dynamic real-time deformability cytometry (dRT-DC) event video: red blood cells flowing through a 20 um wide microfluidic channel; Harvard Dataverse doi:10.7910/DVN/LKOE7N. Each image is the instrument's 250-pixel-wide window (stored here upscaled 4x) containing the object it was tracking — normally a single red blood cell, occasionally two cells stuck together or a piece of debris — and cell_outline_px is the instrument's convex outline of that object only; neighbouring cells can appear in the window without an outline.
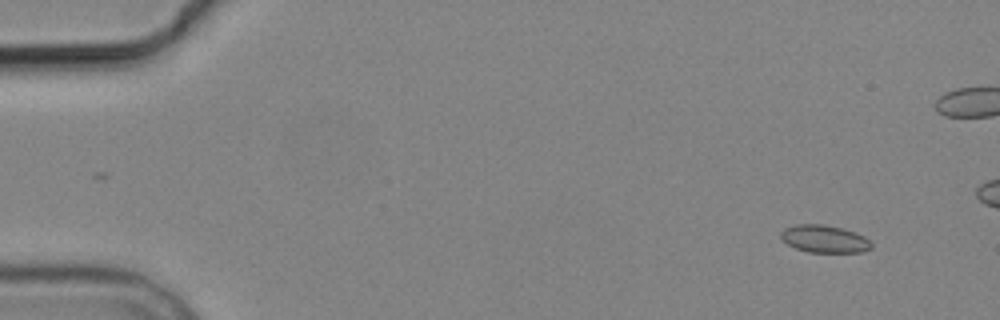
{"species": "common noctule bat (a hibernating species)", "species_latin": "Nyctalus noctula", "temperature_condition": "cold", "stored_images_in_passage": 4, "camera_frame_rate_fps": 3000, "um_per_image_px": 0.085, "animal": {"sex": "male", "body_mass_g": 19.2, "forearm_length_mm": 51.8}, "frame": {"image": 1, "passage_image": 1, "time_ms": 0.0, "image_size_px": [1000, 320], "cell_outline_px": [[872, 248], [864, 252], [808, 252], [796, 248], [788, 244], [780, 236], [780, 232], [784, 228], [796, 224], [824, 224], [840, 228], [864, 236], [872, 244]], "centroid_in_image_um": [70.06, 20.31], "position_along_channel_um": 14.9, "area_um2": 14.39}}